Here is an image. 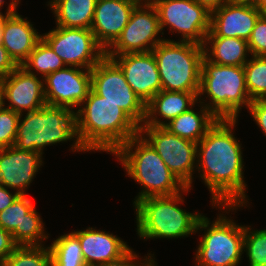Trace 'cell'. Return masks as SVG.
I'll use <instances>...</instances> for the list:
<instances>
[{
  "mask_svg": "<svg viewBox=\"0 0 266 266\" xmlns=\"http://www.w3.org/2000/svg\"><path fill=\"white\" fill-rule=\"evenodd\" d=\"M30 74L23 67L18 66L6 78L1 80L3 84L5 108L18 114L40 109L46 103L44 94V79Z\"/></svg>",
  "mask_w": 266,
  "mask_h": 266,
  "instance_id": "19",
  "label": "cell"
},
{
  "mask_svg": "<svg viewBox=\"0 0 266 266\" xmlns=\"http://www.w3.org/2000/svg\"><path fill=\"white\" fill-rule=\"evenodd\" d=\"M18 65L11 58L7 50L0 43V80L6 78Z\"/></svg>",
  "mask_w": 266,
  "mask_h": 266,
  "instance_id": "37",
  "label": "cell"
},
{
  "mask_svg": "<svg viewBox=\"0 0 266 266\" xmlns=\"http://www.w3.org/2000/svg\"><path fill=\"white\" fill-rule=\"evenodd\" d=\"M43 163V155L38 151L20 150L14 146L0 148V184L27 195L26 190Z\"/></svg>",
  "mask_w": 266,
  "mask_h": 266,
  "instance_id": "17",
  "label": "cell"
},
{
  "mask_svg": "<svg viewBox=\"0 0 266 266\" xmlns=\"http://www.w3.org/2000/svg\"><path fill=\"white\" fill-rule=\"evenodd\" d=\"M21 67L30 74L36 76L41 74L40 77L45 79L50 73L63 69L66 65L51 46L41 38Z\"/></svg>",
  "mask_w": 266,
  "mask_h": 266,
  "instance_id": "27",
  "label": "cell"
},
{
  "mask_svg": "<svg viewBox=\"0 0 266 266\" xmlns=\"http://www.w3.org/2000/svg\"><path fill=\"white\" fill-rule=\"evenodd\" d=\"M25 114H20L18 121L14 143L17 149L38 151L43 155L46 146L73 141L69 150L86 153L77 137L73 109L45 104Z\"/></svg>",
  "mask_w": 266,
  "mask_h": 266,
  "instance_id": "5",
  "label": "cell"
},
{
  "mask_svg": "<svg viewBox=\"0 0 266 266\" xmlns=\"http://www.w3.org/2000/svg\"><path fill=\"white\" fill-rule=\"evenodd\" d=\"M229 3L233 4H247V5H255L256 0H228Z\"/></svg>",
  "mask_w": 266,
  "mask_h": 266,
  "instance_id": "41",
  "label": "cell"
},
{
  "mask_svg": "<svg viewBox=\"0 0 266 266\" xmlns=\"http://www.w3.org/2000/svg\"><path fill=\"white\" fill-rule=\"evenodd\" d=\"M113 155L127 176L142 189L135 197L133 206L143 198L176 195L186 188L140 133L130 138Z\"/></svg>",
  "mask_w": 266,
  "mask_h": 266,
  "instance_id": "3",
  "label": "cell"
},
{
  "mask_svg": "<svg viewBox=\"0 0 266 266\" xmlns=\"http://www.w3.org/2000/svg\"><path fill=\"white\" fill-rule=\"evenodd\" d=\"M4 103H5V100H4V93H3V84L0 80V110H2L5 107Z\"/></svg>",
  "mask_w": 266,
  "mask_h": 266,
  "instance_id": "42",
  "label": "cell"
},
{
  "mask_svg": "<svg viewBox=\"0 0 266 266\" xmlns=\"http://www.w3.org/2000/svg\"><path fill=\"white\" fill-rule=\"evenodd\" d=\"M35 209L28 195H20L0 211V227L12 234L18 246L44 245V240L49 238L42 217Z\"/></svg>",
  "mask_w": 266,
  "mask_h": 266,
  "instance_id": "14",
  "label": "cell"
},
{
  "mask_svg": "<svg viewBox=\"0 0 266 266\" xmlns=\"http://www.w3.org/2000/svg\"><path fill=\"white\" fill-rule=\"evenodd\" d=\"M139 257L130 247L123 255L114 260H110L103 266H157L154 253H148L144 258Z\"/></svg>",
  "mask_w": 266,
  "mask_h": 266,
  "instance_id": "34",
  "label": "cell"
},
{
  "mask_svg": "<svg viewBox=\"0 0 266 266\" xmlns=\"http://www.w3.org/2000/svg\"><path fill=\"white\" fill-rule=\"evenodd\" d=\"M19 117L8 108L0 110V148L14 146Z\"/></svg>",
  "mask_w": 266,
  "mask_h": 266,
  "instance_id": "32",
  "label": "cell"
},
{
  "mask_svg": "<svg viewBox=\"0 0 266 266\" xmlns=\"http://www.w3.org/2000/svg\"><path fill=\"white\" fill-rule=\"evenodd\" d=\"M8 189L0 184V211L10 206L20 196L18 192H10Z\"/></svg>",
  "mask_w": 266,
  "mask_h": 266,
  "instance_id": "38",
  "label": "cell"
},
{
  "mask_svg": "<svg viewBox=\"0 0 266 266\" xmlns=\"http://www.w3.org/2000/svg\"><path fill=\"white\" fill-rule=\"evenodd\" d=\"M249 266H266V229L253 230L244 225L243 253Z\"/></svg>",
  "mask_w": 266,
  "mask_h": 266,
  "instance_id": "31",
  "label": "cell"
},
{
  "mask_svg": "<svg viewBox=\"0 0 266 266\" xmlns=\"http://www.w3.org/2000/svg\"><path fill=\"white\" fill-rule=\"evenodd\" d=\"M51 266H83L79 239L71 232L58 236L49 246Z\"/></svg>",
  "mask_w": 266,
  "mask_h": 266,
  "instance_id": "28",
  "label": "cell"
},
{
  "mask_svg": "<svg viewBox=\"0 0 266 266\" xmlns=\"http://www.w3.org/2000/svg\"><path fill=\"white\" fill-rule=\"evenodd\" d=\"M197 3L206 8L210 13L219 9L224 4L228 2V0H195Z\"/></svg>",
  "mask_w": 266,
  "mask_h": 266,
  "instance_id": "39",
  "label": "cell"
},
{
  "mask_svg": "<svg viewBox=\"0 0 266 266\" xmlns=\"http://www.w3.org/2000/svg\"><path fill=\"white\" fill-rule=\"evenodd\" d=\"M4 0H0V11H1V8L3 7V4H4Z\"/></svg>",
  "mask_w": 266,
  "mask_h": 266,
  "instance_id": "44",
  "label": "cell"
},
{
  "mask_svg": "<svg viewBox=\"0 0 266 266\" xmlns=\"http://www.w3.org/2000/svg\"><path fill=\"white\" fill-rule=\"evenodd\" d=\"M91 89L103 100L117 104L139 126L144 124L146 104L129 86L120 67L106 55L91 69Z\"/></svg>",
  "mask_w": 266,
  "mask_h": 266,
  "instance_id": "10",
  "label": "cell"
},
{
  "mask_svg": "<svg viewBox=\"0 0 266 266\" xmlns=\"http://www.w3.org/2000/svg\"><path fill=\"white\" fill-rule=\"evenodd\" d=\"M194 107L195 105L187 112L175 117L164 128L171 134L198 143L218 118L201 103L198 104L199 111H195Z\"/></svg>",
  "mask_w": 266,
  "mask_h": 266,
  "instance_id": "25",
  "label": "cell"
},
{
  "mask_svg": "<svg viewBox=\"0 0 266 266\" xmlns=\"http://www.w3.org/2000/svg\"><path fill=\"white\" fill-rule=\"evenodd\" d=\"M262 13L253 5L227 2L211 13L206 36L235 37L246 41Z\"/></svg>",
  "mask_w": 266,
  "mask_h": 266,
  "instance_id": "21",
  "label": "cell"
},
{
  "mask_svg": "<svg viewBox=\"0 0 266 266\" xmlns=\"http://www.w3.org/2000/svg\"><path fill=\"white\" fill-rule=\"evenodd\" d=\"M76 115V133L88 151L114 154L130 138L139 134L140 126L117 104L103 100L92 89Z\"/></svg>",
  "mask_w": 266,
  "mask_h": 266,
  "instance_id": "2",
  "label": "cell"
},
{
  "mask_svg": "<svg viewBox=\"0 0 266 266\" xmlns=\"http://www.w3.org/2000/svg\"><path fill=\"white\" fill-rule=\"evenodd\" d=\"M91 89V70L66 66L44 79V94L48 105L76 111ZM75 107H77L75 109Z\"/></svg>",
  "mask_w": 266,
  "mask_h": 266,
  "instance_id": "15",
  "label": "cell"
},
{
  "mask_svg": "<svg viewBox=\"0 0 266 266\" xmlns=\"http://www.w3.org/2000/svg\"><path fill=\"white\" fill-rule=\"evenodd\" d=\"M262 14H266V0H256L254 5Z\"/></svg>",
  "mask_w": 266,
  "mask_h": 266,
  "instance_id": "40",
  "label": "cell"
},
{
  "mask_svg": "<svg viewBox=\"0 0 266 266\" xmlns=\"http://www.w3.org/2000/svg\"><path fill=\"white\" fill-rule=\"evenodd\" d=\"M83 266H96V265L84 264Z\"/></svg>",
  "mask_w": 266,
  "mask_h": 266,
  "instance_id": "45",
  "label": "cell"
},
{
  "mask_svg": "<svg viewBox=\"0 0 266 266\" xmlns=\"http://www.w3.org/2000/svg\"><path fill=\"white\" fill-rule=\"evenodd\" d=\"M183 191L171 196H151L139 200L133 207L136 214V232L142 240L183 238L196 234V226L203 213L187 212L179 204L184 203Z\"/></svg>",
  "mask_w": 266,
  "mask_h": 266,
  "instance_id": "4",
  "label": "cell"
},
{
  "mask_svg": "<svg viewBox=\"0 0 266 266\" xmlns=\"http://www.w3.org/2000/svg\"><path fill=\"white\" fill-rule=\"evenodd\" d=\"M2 33H3V13L0 15V43H1Z\"/></svg>",
  "mask_w": 266,
  "mask_h": 266,
  "instance_id": "43",
  "label": "cell"
},
{
  "mask_svg": "<svg viewBox=\"0 0 266 266\" xmlns=\"http://www.w3.org/2000/svg\"><path fill=\"white\" fill-rule=\"evenodd\" d=\"M97 0H49L56 26L91 29Z\"/></svg>",
  "mask_w": 266,
  "mask_h": 266,
  "instance_id": "26",
  "label": "cell"
},
{
  "mask_svg": "<svg viewBox=\"0 0 266 266\" xmlns=\"http://www.w3.org/2000/svg\"><path fill=\"white\" fill-rule=\"evenodd\" d=\"M46 245L17 246L2 260V266H51V253Z\"/></svg>",
  "mask_w": 266,
  "mask_h": 266,
  "instance_id": "29",
  "label": "cell"
},
{
  "mask_svg": "<svg viewBox=\"0 0 266 266\" xmlns=\"http://www.w3.org/2000/svg\"><path fill=\"white\" fill-rule=\"evenodd\" d=\"M17 246L12 234L0 227V261L7 258Z\"/></svg>",
  "mask_w": 266,
  "mask_h": 266,
  "instance_id": "36",
  "label": "cell"
},
{
  "mask_svg": "<svg viewBox=\"0 0 266 266\" xmlns=\"http://www.w3.org/2000/svg\"><path fill=\"white\" fill-rule=\"evenodd\" d=\"M243 67L250 99H266V56H251Z\"/></svg>",
  "mask_w": 266,
  "mask_h": 266,
  "instance_id": "30",
  "label": "cell"
},
{
  "mask_svg": "<svg viewBox=\"0 0 266 266\" xmlns=\"http://www.w3.org/2000/svg\"><path fill=\"white\" fill-rule=\"evenodd\" d=\"M139 133L152 145L180 182L192 189L197 143L171 134L164 127L140 126Z\"/></svg>",
  "mask_w": 266,
  "mask_h": 266,
  "instance_id": "11",
  "label": "cell"
},
{
  "mask_svg": "<svg viewBox=\"0 0 266 266\" xmlns=\"http://www.w3.org/2000/svg\"><path fill=\"white\" fill-rule=\"evenodd\" d=\"M155 7L162 35L169 32L181 34L180 41L203 46L210 31L211 13L195 0H149Z\"/></svg>",
  "mask_w": 266,
  "mask_h": 266,
  "instance_id": "9",
  "label": "cell"
},
{
  "mask_svg": "<svg viewBox=\"0 0 266 266\" xmlns=\"http://www.w3.org/2000/svg\"><path fill=\"white\" fill-rule=\"evenodd\" d=\"M214 207L222 212L216 220L211 223L208 217L202 215L196 226V233L204 230V234L195 250V266H238L244 254V225H238L231 219V215L229 218L226 214L241 207L246 208V205H213L212 208Z\"/></svg>",
  "mask_w": 266,
  "mask_h": 266,
  "instance_id": "7",
  "label": "cell"
},
{
  "mask_svg": "<svg viewBox=\"0 0 266 266\" xmlns=\"http://www.w3.org/2000/svg\"><path fill=\"white\" fill-rule=\"evenodd\" d=\"M248 112L252 116L253 121H255V124L263 131L264 136H266V100H252Z\"/></svg>",
  "mask_w": 266,
  "mask_h": 266,
  "instance_id": "35",
  "label": "cell"
},
{
  "mask_svg": "<svg viewBox=\"0 0 266 266\" xmlns=\"http://www.w3.org/2000/svg\"><path fill=\"white\" fill-rule=\"evenodd\" d=\"M142 0H97L91 25L98 44L107 51L120 37L134 8Z\"/></svg>",
  "mask_w": 266,
  "mask_h": 266,
  "instance_id": "20",
  "label": "cell"
},
{
  "mask_svg": "<svg viewBox=\"0 0 266 266\" xmlns=\"http://www.w3.org/2000/svg\"><path fill=\"white\" fill-rule=\"evenodd\" d=\"M203 49L207 60L226 66H244L251 55L248 41L235 37L206 36Z\"/></svg>",
  "mask_w": 266,
  "mask_h": 266,
  "instance_id": "24",
  "label": "cell"
},
{
  "mask_svg": "<svg viewBox=\"0 0 266 266\" xmlns=\"http://www.w3.org/2000/svg\"><path fill=\"white\" fill-rule=\"evenodd\" d=\"M42 38L66 66L91 70L106 55L91 29L56 26Z\"/></svg>",
  "mask_w": 266,
  "mask_h": 266,
  "instance_id": "13",
  "label": "cell"
},
{
  "mask_svg": "<svg viewBox=\"0 0 266 266\" xmlns=\"http://www.w3.org/2000/svg\"><path fill=\"white\" fill-rule=\"evenodd\" d=\"M251 56H266V14H262L248 40Z\"/></svg>",
  "mask_w": 266,
  "mask_h": 266,
  "instance_id": "33",
  "label": "cell"
},
{
  "mask_svg": "<svg viewBox=\"0 0 266 266\" xmlns=\"http://www.w3.org/2000/svg\"><path fill=\"white\" fill-rule=\"evenodd\" d=\"M251 102L243 66L214 64L202 58L198 103L203 104L218 119L238 120L242 108L248 109Z\"/></svg>",
  "mask_w": 266,
  "mask_h": 266,
  "instance_id": "6",
  "label": "cell"
},
{
  "mask_svg": "<svg viewBox=\"0 0 266 266\" xmlns=\"http://www.w3.org/2000/svg\"><path fill=\"white\" fill-rule=\"evenodd\" d=\"M21 0H10L3 14L1 43L11 58L21 66L42 38L27 17L17 12ZM19 4V5H18Z\"/></svg>",
  "mask_w": 266,
  "mask_h": 266,
  "instance_id": "18",
  "label": "cell"
},
{
  "mask_svg": "<svg viewBox=\"0 0 266 266\" xmlns=\"http://www.w3.org/2000/svg\"><path fill=\"white\" fill-rule=\"evenodd\" d=\"M152 52L159 71L161 90L199 93L203 46L166 38Z\"/></svg>",
  "mask_w": 266,
  "mask_h": 266,
  "instance_id": "8",
  "label": "cell"
},
{
  "mask_svg": "<svg viewBox=\"0 0 266 266\" xmlns=\"http://www.w3.org/2000/svg\"><path fill=\"white\" fill-rule=\"evenodd\" d=\"M198 94L161 90L146 104V117L141 126L164 127L175 117L196 105Z\"/></svg>",
  "mask_w": 266,
  "mask_h": 266,
  "instance_id": "23",
  "label": "cell"
},
{
  "mask_svg": "<svg viewBox=\"0 0 266 266\" xmlns=\"http://www.w3.org/2000/svg\"><path fill=\"white\" fill-rule=\"evenodd\" d=\"M237 119H218L197 143L196 171L213 205H246L242 144L235 138Z\"/></svg>",
  "mask_w": 266,
  "mask_h": 266,
  "instance_id": "1",
  "label": "cell"
},
{
  "mask_svg": "<svg viewBox=\"0 0 266 266\" xmlns=\"http://www.w3.org/2000/svg\"><path fill=\"white\" fill-rule=\"evenodd\" d=\"M108 58L120 67L129 86L145 104L161 91L159 71L152 51Z\"/></svg>",
  "mask_w": 266,
  "mask_h": 266,
  "instance_id": "16",
  "label": "cell"
},
{
  "mask_svg": "<svg viewBox=\"0 0 266 266\" xmlns=\"http://www.w3.org/2000/svg\"><path fill=\"white\" fill-rule=\"evenodd\" d=\"M79 239L86 264L103 266L123 255L130 246L117 235L105 230L88 227L72 231Z\"/></svg>",
  "mask_w": 266,
  "mask_h": 266,
  "instance_id": "22",
  "label": "cell"
},
{
  "mask_svg": "<svg viewBox=\"0 0 266 266\" xmlns=\"http://www.w3.org/2000/svg\"><path fill=\"white\" fill-rule=\"evenodd\" d=\"M159 34L162 35V31L157 11L149 0H142L132 11L120 37L106 51V56L150 52L165 40Z\"/></svg>",
  "mask_w": 266,
  "mask_h": 266,
  "instance_id": "12",
  "label": "cell"
}]
</instances>
